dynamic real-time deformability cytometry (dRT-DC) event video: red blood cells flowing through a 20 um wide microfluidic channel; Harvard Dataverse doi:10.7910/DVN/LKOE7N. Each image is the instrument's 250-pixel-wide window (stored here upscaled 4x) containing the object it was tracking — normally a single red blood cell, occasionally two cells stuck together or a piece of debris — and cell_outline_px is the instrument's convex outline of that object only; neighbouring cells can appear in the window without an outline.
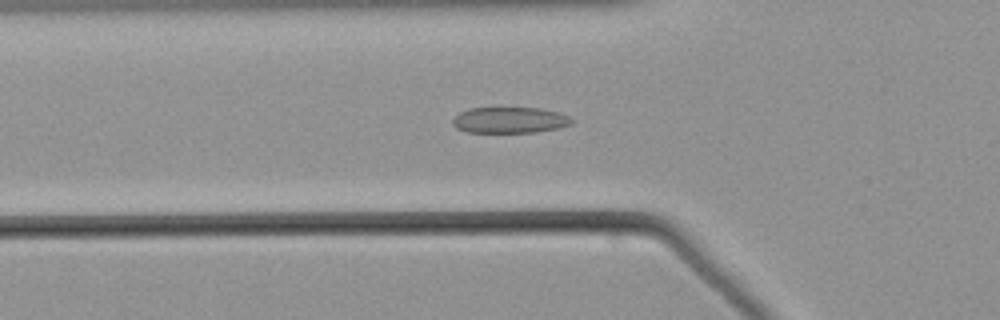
{"species": "common noctule bat (a hibernating species)", "species_latin": "Nyctalus noctula", "temperature_condition": "warm", "stored_images_in_passage": 27, "camera_frame_rate_fps": 3000, "um_per_image_px": 0.085, "animal": {"sex": "male", "body_mass_g": 21.5, "forearm_length_mm": 52.0}, "frame": {"image": 1, "passage_image": 6, "time_ms": 1.667, "image_size_px": [1000, 320], "cell_outline_px": [[572, 124], [560, 128], [536, 132], [468, 132], [456, 128], [452, 124], [452, 120], [460, 112], [468, 108], [496, 104], [540, 108], [560, 112], [568, 116], [572, 120]], "centroid_in_image_um": [43.3, 10.14], "position_along_channel_um": 82.5, "area_um2": 19.13}}
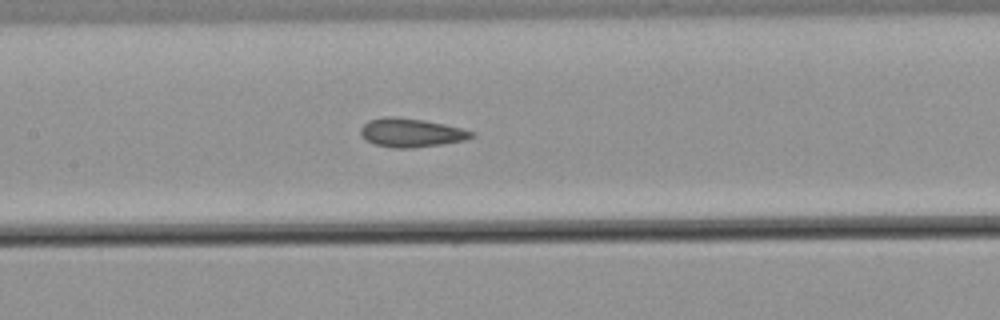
{"frame": {"image": 2, "passage_image": 13, "time_ms": 4.0, "image_size_px": [1000, 320], "cell_outline_px": [[476, 136], [464, 140], [440, 144], [412, 148], [392, 148], [376, 144], [364, 140], [360, 132], [360, 128], [368, 120], [384, 116], [396, 116], [424, 120], [444, 124], [460, 128], [472, 132]], "centroid_in_image_um": [34.89, 11.27], "position_along_channel_um": 172.5, "area_um2": 18.55}}
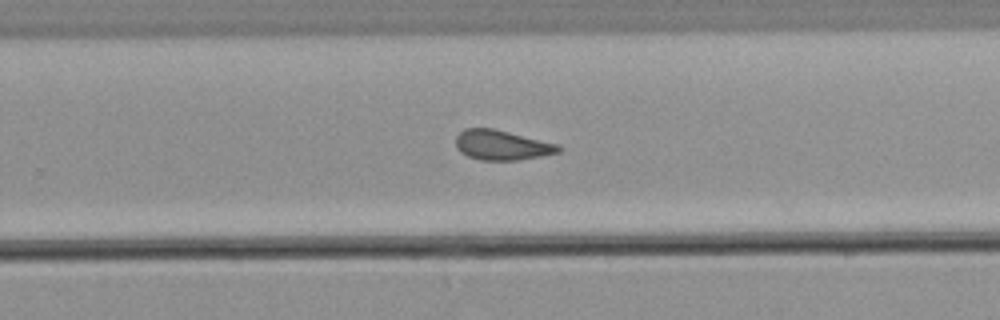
{"frame": {"image": 3, "passage_image": 22, "time_ms": 7.0, "image_size_px": [1000, 320], "cell_outline_px": [[564, 148], [560, 152], [520, 160], [480, 160], [468, 156], [460, 152], [456, 148], [456, 136], [464, 128], [492, 128], [560, 144]], "centroid_in_image_um": [42.68, 12.33], "position_along_channel_um": 287.1, "area_um2": 18.03}}